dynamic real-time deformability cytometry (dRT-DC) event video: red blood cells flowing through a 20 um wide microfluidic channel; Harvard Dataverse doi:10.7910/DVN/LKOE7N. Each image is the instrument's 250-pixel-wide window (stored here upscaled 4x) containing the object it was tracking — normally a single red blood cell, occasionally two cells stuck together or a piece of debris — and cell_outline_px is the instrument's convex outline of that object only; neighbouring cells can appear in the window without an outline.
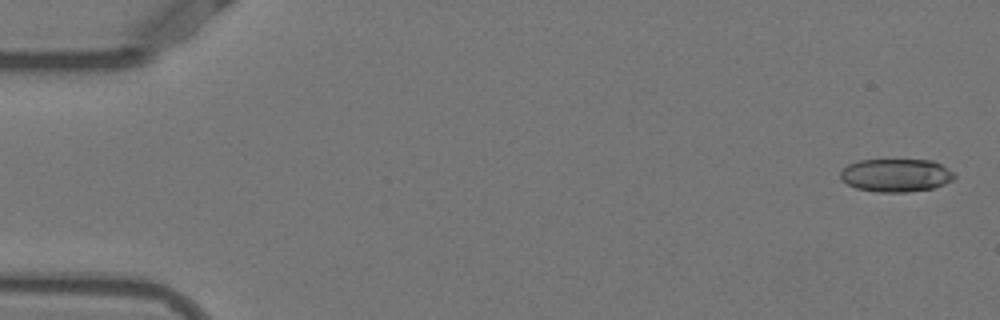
{"species": "Egyptian fruit bat (a non-hibernating species)", "species_latin": "Rousettus aegyptiacus", "temperature_condition": "warm", "stored_images_in_passage": 12, "camera_frame_rate_fps": 3000, "um_per_image_px": 0.085, "animal": {"sex": "female"}, "frame": {"image": 1, "passage_image": 1, "time_ms": 0.0, "image_size_px": [1000, 320], "cell_outline_px": [[956, 176], [952, 180], [944, 184], [932, 188], [908, 192], [880, 192], [856, 188], [840, 180], [840, 172], [848, 164], [860, 160], [932, 160], [948, 168]], "centroid_in_image_um": [76.14, 14.9], "position_along_channel_um": 8.9, "area_um2": 21.91}}